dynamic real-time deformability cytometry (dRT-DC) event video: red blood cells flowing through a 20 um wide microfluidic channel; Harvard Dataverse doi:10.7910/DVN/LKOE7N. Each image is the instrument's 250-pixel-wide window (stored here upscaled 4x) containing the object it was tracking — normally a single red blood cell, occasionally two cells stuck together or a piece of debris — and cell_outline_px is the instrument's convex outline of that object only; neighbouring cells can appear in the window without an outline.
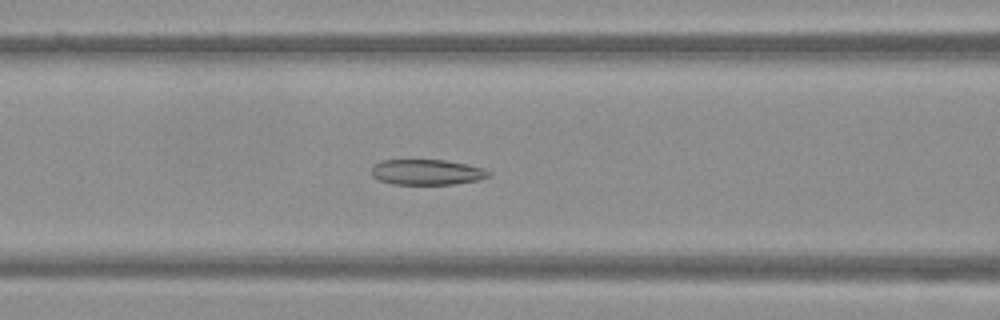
{"species": "Egyptian fruit bat (a non-hibernating species)", "species_latin": "Rousettus aegyptiacus", "temperature_condition": "warm", "stored_images_in_passage": 51, "camera_frame_rate_fps": 3000, "um_per_image_px": 0.085, "frame": {"image": 1, "passage_image": 22, "time_ms": 7.0, "image_size_px": [1000, 320], "cell_outline_px": [[492, 176], [480, 180], [452, 184], [392, 184], [380, 180], [372, 176], [372, 168], [376, 164], [384, 160], [444, 160], [468, 164], [484, 168], [492, 172]], "centroid_in_image_um": [36.36, 14.63], "position_along_channel_um": 130.2, "area_um2": 17.46}}
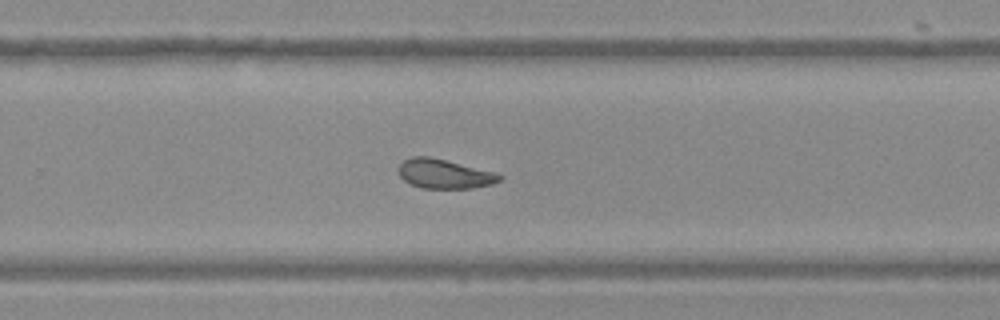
{"frame": {"image": 2, "passage_image": 34, "time_ms": 11.0, "image_size_px": [1000, 320], "cell_outline_px": [[504, 176], [500, 180], [492, 184], [472, 188], [424, 188], [408, 184], [400, 176], [396, 168], [404, 160], [412, 156], [428, 156], [496, 172]], "centroid_in_image_um": [37.75, 14.78], "position_along_channel_um": 292.1, "area_um2": 17.34}}
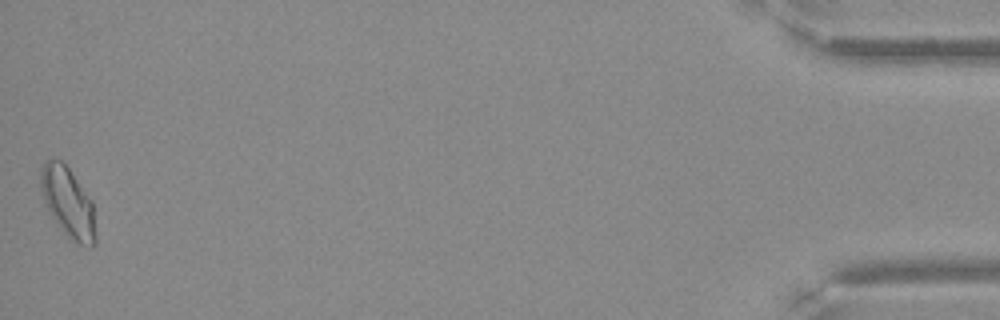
{"frame": {"image": 3, "passage_image": 51, "time_ms": 16.667, "image_size_px": [1000, 320], "cell_outline_px": [[96, 244], [80, 244], [72, 240], [64, 232], [48, 212], [44, 204], [40, 188], [40, 168], [44, 160], [52, 156], [60, 160], [68, 168], [92, 200], [96, 236]], "centroid_in_image_um": [5.73, 17.14], "position_along_channel_um": 429.5, "area_um2": 22.48}}